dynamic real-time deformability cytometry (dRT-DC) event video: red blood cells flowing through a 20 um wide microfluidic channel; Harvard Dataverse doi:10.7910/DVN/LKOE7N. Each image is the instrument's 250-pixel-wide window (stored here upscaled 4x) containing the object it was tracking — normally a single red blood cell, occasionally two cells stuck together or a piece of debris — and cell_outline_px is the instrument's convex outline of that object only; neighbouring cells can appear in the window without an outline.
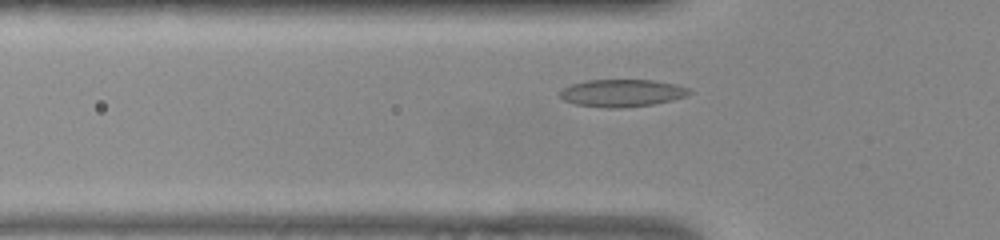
{"species": "common noctule bat (a hibernating species)", "species_latin": "Nyctalus noctula", "temperature_condition": "warm", "stored_images_in_passage": 44, "camera_frame_rate_fps": 3000, "um_per_image_px": 0.085, "animal": {"sex": "female", "body_mass_g": 22.0, "forearm_length_mm": 56.7}, "frame": {"image": 1, "passage_image": 8, "time_ms": 2.333, "image_size_px": [1000, 240], "cell_outline_px": [[692, 92], [684, 96], [672, 100], [652, 104], [620, 108], [604, 108], [576, 104], [564, 100], [556, 92], [560, 88], [572, 84], [588, 80], [652, 80], [676, 84], [688, 88]], "centroid_in_image_um": [52.81, 7.9], "position_along_channel_um": 73.0, "area_um2": 20.69}}
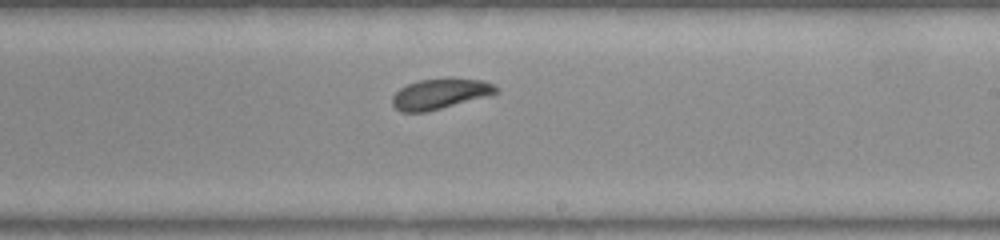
{"frame": {"image": 2, "passage_image": 22, "time_ms": 7.0, "image_size_px": [1000, 240], "cell_outline_px": [[500, 92], [440, 108], [424, 112], [400, 112], [392, 104], [392, 96], [400, 88], [408, 84], [420, 80], [480, 80], [492, 84]], "centroid_in_image_um": [37.32, 8.0], "position_along_channel_um": 251.7, "area_um2": 17.46}}
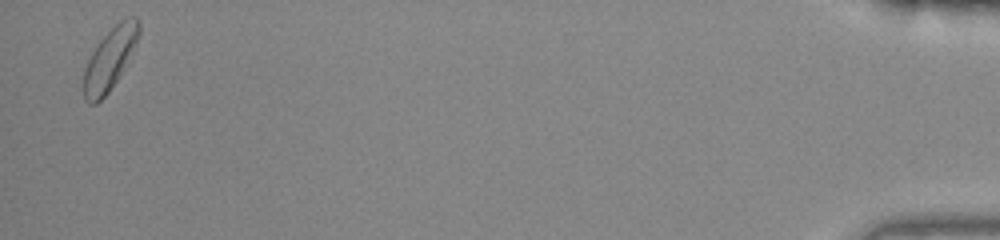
{"frame": {"image": 3, "passage_image": 43, "time_ms": 14.0, "image_size_px": [1000, 240], "cell_outline_px": [[140, 32], [136, 44], [120, 76], [108, 92], [96, 104], [88, 104], [84, 100], [84, 68], [92, 52], [100, 40], [120, 20], [132, 16], [136, 16], [140, 20]], "centroid_in_image_um": [9.35, 5.01], "position_along_channel_um": 425.9, "area_um2": 19.77}, "authors_computed_cell_mechanics": {"area_um2": 18.785, "velocity_mm_per_s": 3.8247, "shape_relaxation_time_tau1_ms": 7.1878, "shape_relaxation_time_tau2_ms": 5.1809, "deformation_change_tau1": 0.1293, "deformation_change_tau2": 0.1077}}